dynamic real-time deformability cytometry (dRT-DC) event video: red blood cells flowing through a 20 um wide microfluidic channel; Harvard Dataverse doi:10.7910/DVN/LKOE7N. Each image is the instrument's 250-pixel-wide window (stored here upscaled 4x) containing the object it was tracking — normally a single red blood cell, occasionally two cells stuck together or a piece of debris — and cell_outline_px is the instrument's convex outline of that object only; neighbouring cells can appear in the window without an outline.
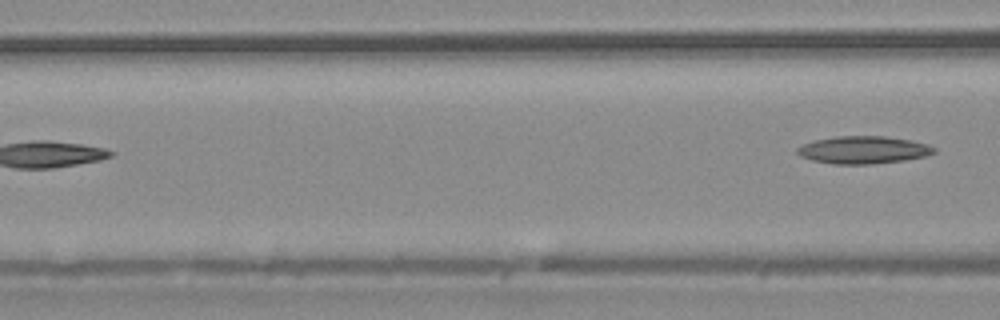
{"species": "common noctule bat (a hibernating species)", "species_latin": "Nyctalus noctula", "temperature_condition": "warm", "stored_images_in_passage": 8, "camera_frame_rate_fps": 3000, "um_per_image_px": 0.085, "animal": {"sex": "male", "body_mass_g": 20.4}, "frame": {"image": 1, "passage_image": 8, "time_ms": 2.333, "image_size_px": [1000, 320], "cell_outline_px": [[936, 152], [924, 156], [904, 160], [868, 164], [832, 164], [812, 160], [800, 156], [796, 152], [796, 148], [804, 144], [816, 140], [836, 136], [884, 136], [912, 140], [928, 144], [936, 148]], "centroid_in_image_um": [73.39, 12.74], "position_along_channel_um": 93.2, "area_um2": 21.91}}